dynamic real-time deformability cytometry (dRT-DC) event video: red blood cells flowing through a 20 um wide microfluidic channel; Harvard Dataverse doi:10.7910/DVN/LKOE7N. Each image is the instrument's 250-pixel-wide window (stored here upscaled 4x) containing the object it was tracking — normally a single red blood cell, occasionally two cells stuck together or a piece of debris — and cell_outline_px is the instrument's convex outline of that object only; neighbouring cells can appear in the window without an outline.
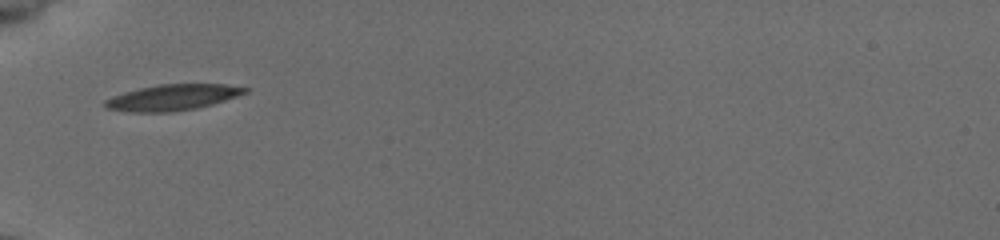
{"species": "common noctule bat (a hibernating species)", "species_latin": "Nyctalus noctula", "temperature_condition": "cold", "stored_images_in_passage": 35, "camera_frame_rate_fps": 3000, "um_per_image_px": 0.085, "animal": {"sex": "female", "body_mass_g": 19.5, "forearm_length_mm": 54.1}, "frame": {"image": 1, "passage_image": 1, "time_ms": 0.0, "image_size_px": [1000, 240], "cell_outline_px": [[248, 92], [212, 104], [196, 108], [172, 112], [128, 112], [104, 108], [100, 104], [104, 100], [112, 96], [124, 92], [140, 88], [160, 84], [224, 84], [248, 88]], "centroid_in_image_um": [14.59, 8.29], "position_along_channel_um": 70.4, "area_um2": 21.21}}
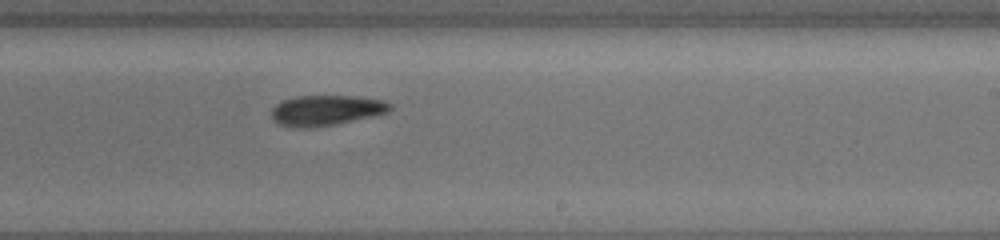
{"frame": {"image": 2, "passage_image": 16, "time_ms": 5.0, "image_size_px": [1000, 240], "cell_outline_px": [[392, 108], [388, 112], [376, 116], [336, 124], [312, 128], [292, 128], [280, 124], [272, 120], [272, 108], [276, 104], [284, 100], [296, 96], [356, 96], [384, 100], [392, 104]], "centroid_in_image_um": [27.74, 9.39], "position_along_channel_um": 261.3, "area_um2": 21.27}}
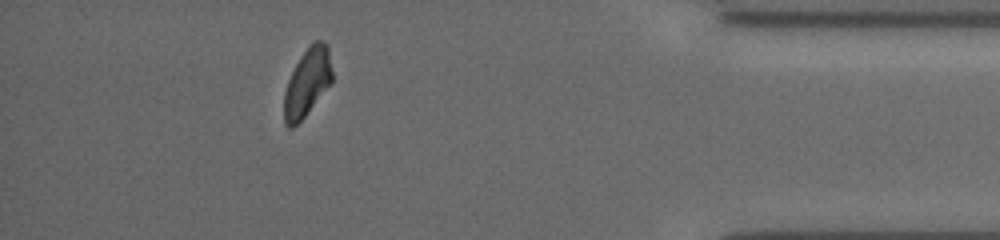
{"frame": {"image": 3, "passage_image": 30, "time_ms": 9.667, "image_size_px": [1000, 240], "cell_outline_px": [[332, 84], [304, 116], [292, 128], [288, 128], [284, 124], [284, 92], [288, 80], [300, 56], [308, 44], [312, 40], [324, 40], [328, 44], [332, 72]], "centroid_in_image_um": [26.13, 6.96], "position_along_channel_um": 409.1, "area_um2": 19.31}, "authors_computed_cell_mechanics": {"area_um2": 20.6924, "velocity_mm_per_s": 3.9034, "shape_relaxation_time_tau1_ms": 5.8795, "shape_relaxation_time_tau2_ms": null, "deformation_change_tau1": 0.1309, "deformation_change_tau2": null}}